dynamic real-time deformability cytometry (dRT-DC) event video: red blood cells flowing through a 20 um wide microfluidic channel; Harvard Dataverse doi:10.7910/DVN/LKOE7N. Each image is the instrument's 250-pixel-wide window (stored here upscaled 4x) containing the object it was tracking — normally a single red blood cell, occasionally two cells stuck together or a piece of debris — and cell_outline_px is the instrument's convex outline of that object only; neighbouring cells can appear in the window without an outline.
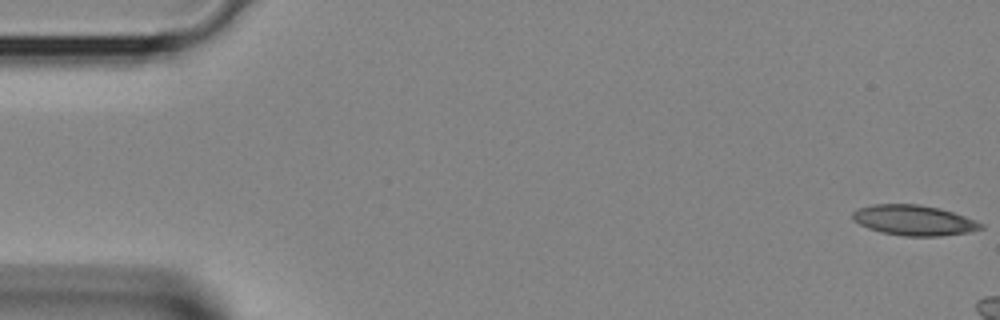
{"species": "Egyptian fruit bat (a non-hibernating species)", "species_latin": "Rousettus aegyptiacus", "temperature_condition": "room temperature", "stored_images_in_passage": 7, "camera_frame_rate_fps": 3000, "um_per_image_px": 0.085, "animal": {"sex": "female"}, "frame": {"image": 1, "passage_image": 1, "time_ms": 0.0, "image_size_px": [1000, 320], "cell_outline_px": [[984, 228], [968, 232], [940, 236], [904, 236], [880, 232], [868, 228], [852, 220], [852, 212], [856, 208], [872, 204], [920, 204], [940, 208], [976, 220], [984, 224]], "centroid_in_image_um": [77.66, 18.71], "position_along_channel_um": 7.3, "area_um2": 22.83}}